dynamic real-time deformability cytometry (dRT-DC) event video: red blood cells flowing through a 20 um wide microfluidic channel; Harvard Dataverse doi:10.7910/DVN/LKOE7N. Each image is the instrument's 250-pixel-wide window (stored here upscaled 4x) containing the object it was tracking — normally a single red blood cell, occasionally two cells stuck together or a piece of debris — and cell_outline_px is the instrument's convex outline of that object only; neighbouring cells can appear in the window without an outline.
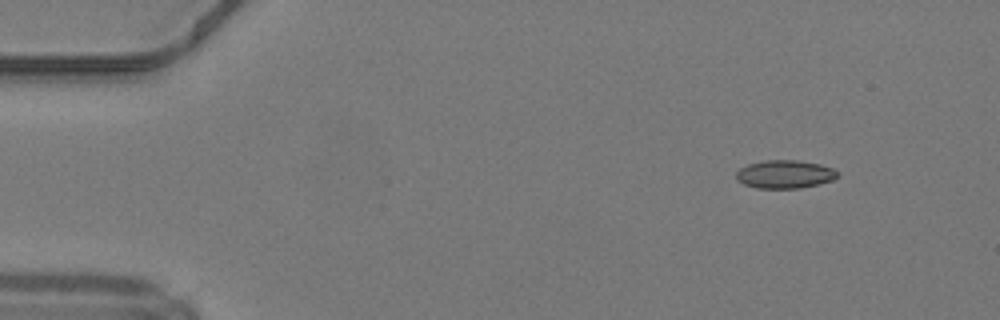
{"species": "common noctule bat (a hibernating species)", "species_latin": "Nyctalus noctula", "temperature_condition": "warm", "stored_images_in_passage": 44, "camera_frame_rate_fps": 3000, "um_per_image_px": 0.085, "animal": {"sex": "male", "body_mass_g": 19.2, "forearm_length_mm": 51.8}, "frame": {"image": 1, "passage_image": 1, "time_ms": 0.0, "image_size_px": [1000, 320], "cell_outline_px": [[840, 176], [832, 180], [800, 188], [756, 188], [744, 184], [736, 180], [736, 172], [740, 168], [748, 164], [764, 160], [800, 160], [820, 164], [832, 168], [840, 172]], "centroid_in_image_um": [66.71, 14.8], "position_along_channel_um": 18.3, "area_um2": 16.76}}
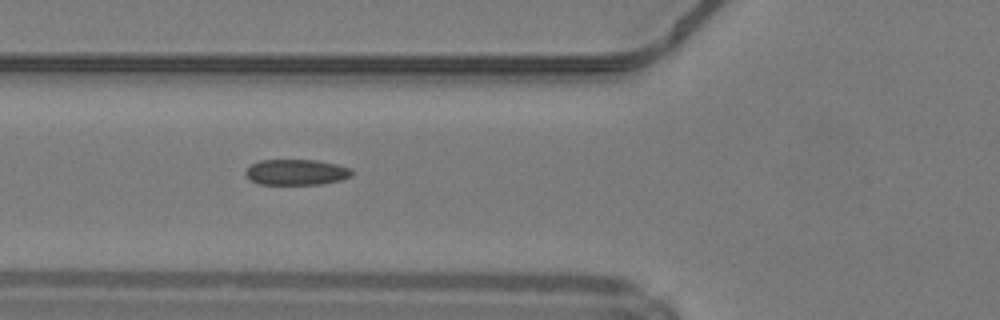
{"frame": {"image": 2, "passage_image": 14, "time_ms": 4.333, "image_size_px": [1000, 320], "cell_outline_px": [[352, 176], [340, 180], [320, 184], [260, 184], [248, 180], [244, 176], [244, 168], [260, 160], [316, 160], [336, 164], [352, 168]], "centroid_in_image_um": [25.13, 14.63], "position_along_channel_um": 100.7, "area_um2": 16.13}}
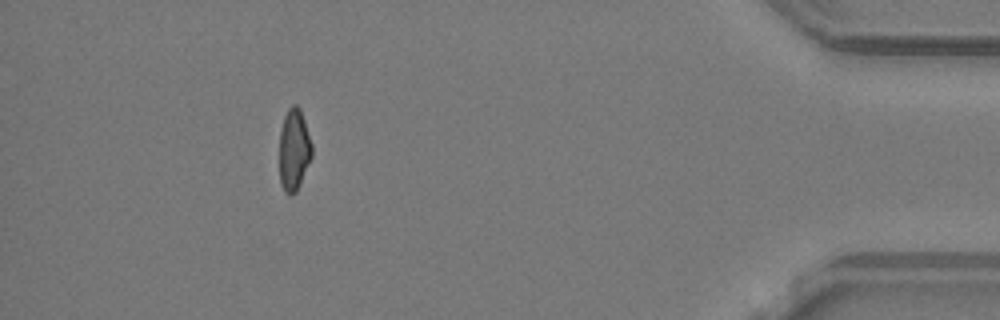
{"frame": {"image": 3, "passage_image": 40, "time_ms": 13.0, "image_size_px": [1000, 320], "cell_outline_px": [[312, 156], [300, 184], [296, 192], [292, 196], [288, 196], [284, 192], [280, 184], [280, 132], [284, 116], [288, 108], [292, 104], [296, 104], [300, 108], [312, 144]], "centroid_in_image_um": [24.98, 12.76], "position_along_channel_um": 410.2, "area_um2": 15.61}, "authors_computed_cell_mechanics": {"area_um2": 16.2418, "velocity_mm_per_s": 4.239, "shape_relaxation_time_tau1_ms": 7.5082, "shape_relaxation_time_tau2_ms": 1.7691, "deformation_change_tau1": 0.1722, "deformation_change_tau2": 0.0779}}